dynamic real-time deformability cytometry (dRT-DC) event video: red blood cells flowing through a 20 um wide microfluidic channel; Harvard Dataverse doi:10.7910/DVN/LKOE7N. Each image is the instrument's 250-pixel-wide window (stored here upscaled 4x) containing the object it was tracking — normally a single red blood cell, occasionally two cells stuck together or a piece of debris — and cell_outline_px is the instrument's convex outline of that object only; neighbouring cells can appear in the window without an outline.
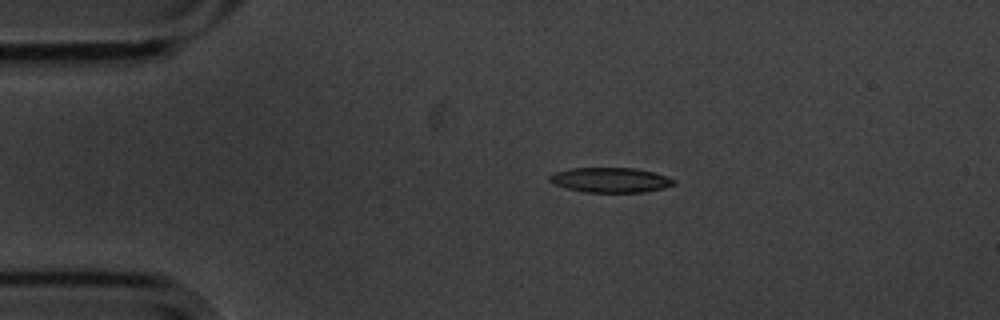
{"species": "common noctule bat (a hibernating species)", "species_latin": "Nyctalus noctula", "temperature_condition": "cold", "stored_images_in_passage": 45, "camera_frame_rate_fps": 3000, "um_per_image_px": 0.085, "animal": {"sex": "male", "body_mass_g": 20.1, "forearm_length_mm": 53.5}, "frame": {"image": 1, "passage_image": 1, "time_ms": 0.0, "image_size_px": [1000, 320], "cell_outline_px": [[676, 184], [664, 188], [644, 192], [584, 192], [564, 188], [552, 184], [548, 180], [548, 176], [556, 172], [572, 168], [632, 168], [652, 172], [676, 180]], "centroid_in_image_um": [51.84, 15.31], "position_along_channel_um": 33.2, "area_um2": 18.03}}
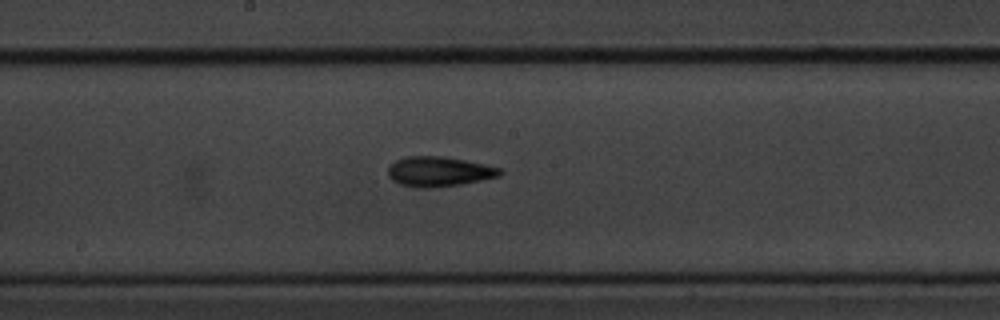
{"frame": {"image": 2, "passage_image": 19, "time_ms": 6.0, "image_size_px": [1000, 320], "cell_outline_px": [[504, 172], [500, 176], [460, 184], [428, 188], [416, 188], [400, 184], [392, 180], [388, 176], [388, 168], [396, 160], [404, 156], [444, 156], [484, 164], [500, 168]], "centroid_in_image_um": [37.29, 14.58], "position_along_channel_um": 210.9, "area_um2": 19.48}}
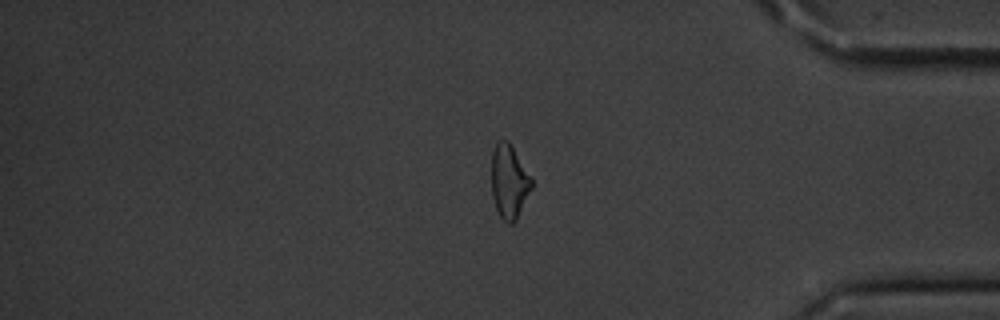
{"frame": {"image": 3, "passage_image": 36, "time_ms": 11.667, "image_size_px": [1000, 320], "cell_outline_px": [[532, 188], [516, 220], [512, 224], [508, 224], [500, 216], [496, 208], [492, 196], [492, 152], [496, 144], [500, 140], [508, 140], [532, 180]], "centroid_in_image_um": [43.27, 15.46], "position_along_channel_um": 391.9, "area_um2": 16.94}, "authors_computed_cell_mechanics": {"area_um2": 18.6694, "velocity_mm_per_s": 3.6217, "shape_relaxation_time_tau1_ms": 2.9413, "shape_relaxation_time_tau2_ms": 4.7841, "deformation_change_tau1": 0.1213, "deformation_change_tau2": 0.1349}}